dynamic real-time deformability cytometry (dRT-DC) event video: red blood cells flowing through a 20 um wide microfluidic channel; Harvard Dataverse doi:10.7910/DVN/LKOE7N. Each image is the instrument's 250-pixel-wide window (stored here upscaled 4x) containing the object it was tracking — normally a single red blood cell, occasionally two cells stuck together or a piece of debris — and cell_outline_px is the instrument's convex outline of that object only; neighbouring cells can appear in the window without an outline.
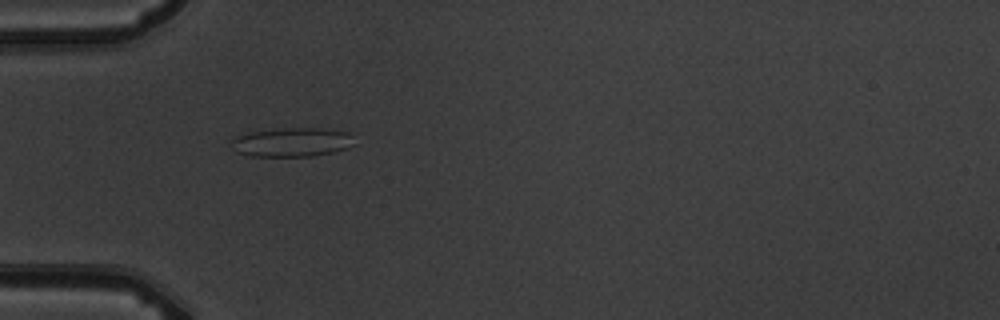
{"species": "common noctule bat (a hibernating species)", "species_latin": "Nyctalus noctula", "temperature_condition": "warm", "stored_images_in_passage": 7, "camera_frame_rate_fps": 3000, "um_per_image_px": 0.085, "animal": {"sex": "male", "body_mass_g": 19.5, "forearm_length_mm": 54.6}, "frame": {"image": 1, "passage_image": 4, "time_ms": 3.333, "image_size_px": [1000, 320], "cell_outline_px": [[356, 144], [332, 152], [312, 156], [248, 156], [236, 152], [232, 148], [232, 140], [236, 136], [252, 132], [280, 128], [316, 128], [348, 132]], "centroid_in_image_um": [24.79, 12.09], "position_along_channel_um": 60.2, "area_um2": 20.63}}
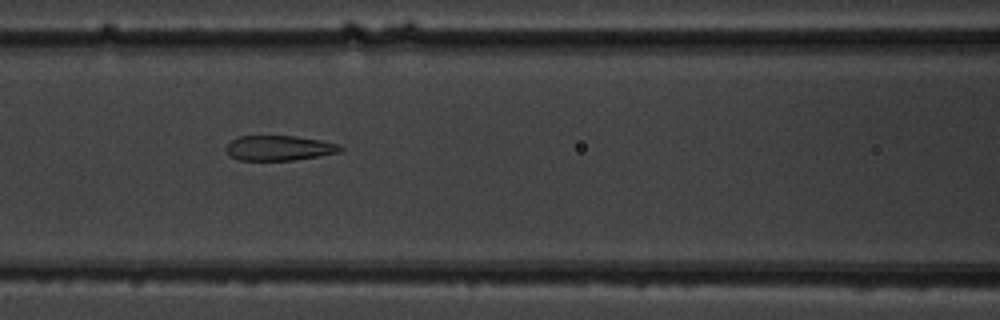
{"frame": {"image": 2, "passage_image": 6, "time_ms": 5.667, "image_size_px": [1000, 320], "cell_outline_px": [[344, 148], [340, 152], [292, 160], [240, 160], [232, 156], [224, 148], [232, 140], [240, 136], [296, 136], [320, 140], [340, 144]], "centroid_in_image_um": [23.75, 12.57], "position_along_channel_um": 142.9, "area_um2": 16.47}}
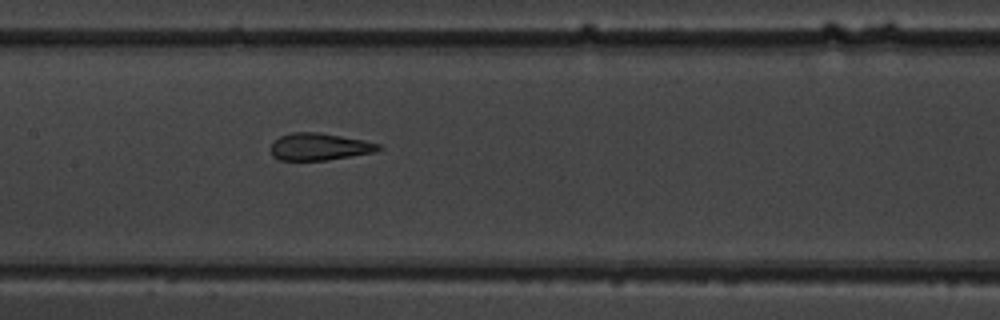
{"frame": {"image": 3, "passage_image": 7, "time_ms": 6.667, "image_size_px": [1000, 320], "cell_outline_px": [[384, 148], [376, 152], [324, 160], [280, 160], [272, 156], [272, 140], [280, 136], [292, 132], [316, 132], [364, 140], [380, 144]], "centroid_in_image_um": [27.15, 12.47], "position_along_channel_um": 180.2, "area_um2": 16.99}}